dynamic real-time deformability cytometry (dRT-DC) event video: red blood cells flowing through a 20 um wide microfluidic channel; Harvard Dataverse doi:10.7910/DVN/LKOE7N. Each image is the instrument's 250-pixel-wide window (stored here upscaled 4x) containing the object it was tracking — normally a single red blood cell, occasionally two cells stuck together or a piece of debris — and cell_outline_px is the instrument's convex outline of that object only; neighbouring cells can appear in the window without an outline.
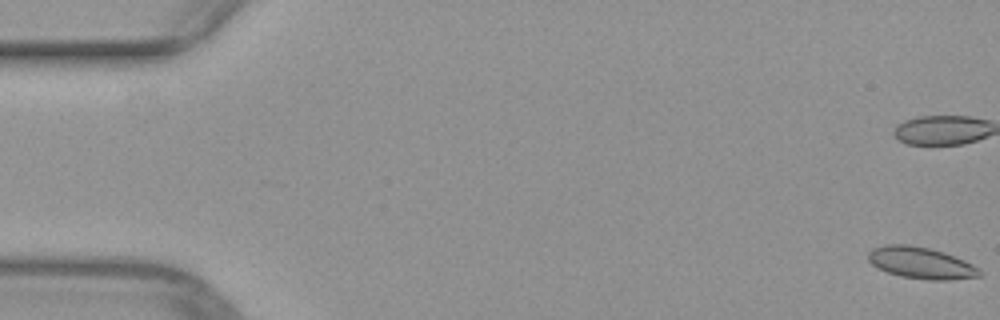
{"species": "common noctule bat (a hibernating species)", "species_latin": "Nyctalus noctula", "temperature_condition": "warm", "stored_images_in_passage": 9, "camera_frame_rate_fps": 3000, "um_per_image_px": 0.085, "animal": {"sex": "female", "body_mass_g": 29.2, "forearm_length_mm": 56.3}, "frame": {"image": 1, "passage_image": 1, "time_ms": 0.0, "image_size_px": [1000, 320], "cell_outline_px": [[984, 272], [980, 276], [952, 280], [928, 280], [900, 276], [876, 268], [868, 260], [868, 252], [872, 248], [884, 244], [908, 244], [928, 248], [944, 252], [964, 260], [972, 264]], "centroid_in_image_um": [78.27, 22.35], "position_along_channel_um": 6.7, "area_um2": 20.69}}